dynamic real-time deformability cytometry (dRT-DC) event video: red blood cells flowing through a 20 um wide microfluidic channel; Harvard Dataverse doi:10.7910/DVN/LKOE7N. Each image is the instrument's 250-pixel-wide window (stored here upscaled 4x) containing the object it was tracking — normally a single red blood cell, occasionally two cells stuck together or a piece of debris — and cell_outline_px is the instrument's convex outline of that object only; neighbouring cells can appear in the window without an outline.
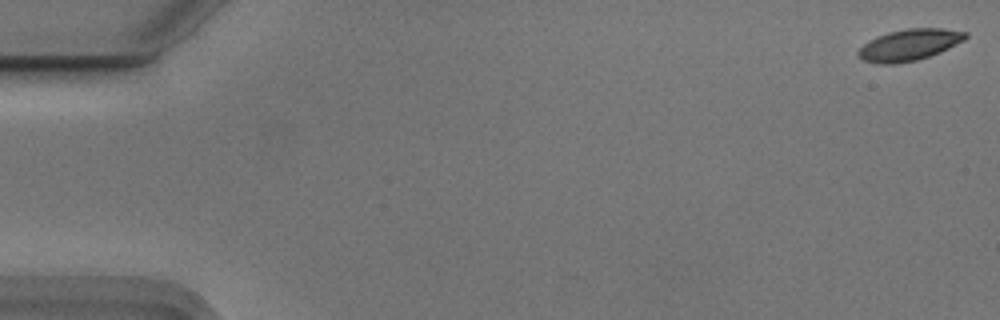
{"species": "Egyptian fruit bat (a non-hibernating species)", "species_latin": "Rousettus aegyptiacus", "temperature_condition": "cold", "stored_images_in_passage": 56, "camera_frame_rate_fps": 3000, "um_per_image_px": 0.085, "animal": {"sex": "male"}, "frame": {"image": 1, "passage_image": 1, "time_ms": 0.0, "image_size_px": [1000, 320], "cell_outline_px": [[968, 36], [964, 40], [940, 52], [916, 60], [896, 64], [880, 64], [864, 60], [856, 56], [856, 52], [868, 40], [876, 36], [888, 32], [908, 28], [944, 28], [968, 32]], "centroid_in_image_um": [77.27, 3.81], "position_along_channel_um": 7.7, "area_um2": 19.71}}
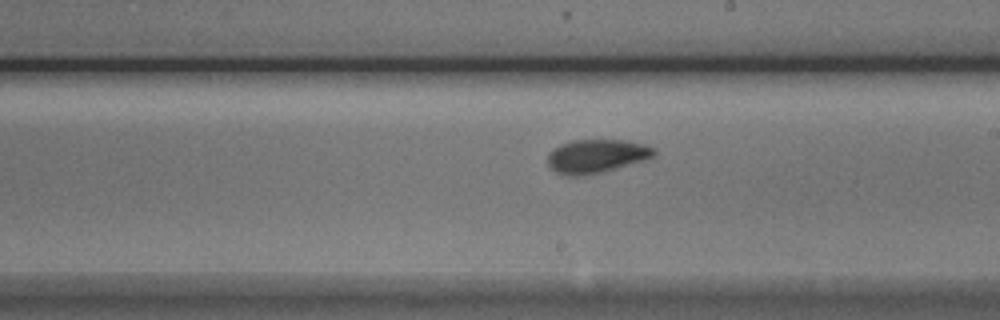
{"frame": {"image": 2, "passage_image": 32, "time_ms": 10.333, "image_size_px": [1000, 320], "cell_outline_px": [[656, 156], [644, 160], [600, 172], [584, 176], [568, 176], [556, 172], [548, 164], [548, 152], [552, 148], [560, 144], [572, 140], [624, 140], [644, 144], [656, 148]], "centroid_in_image_um": [50.69, 13.26], "position_along_channel_um": 238.3, "area_um2": 20.87}}
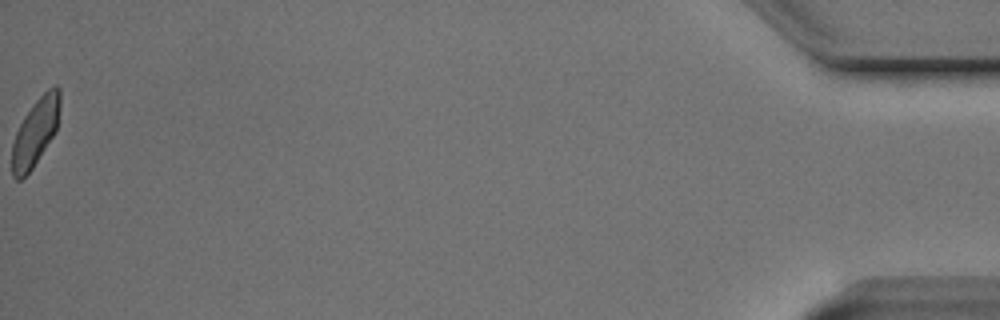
{"frame": {"image": 3, "passage_image": 56, "time_ms": 18.333, "image_size_px": [1000, 320], "cell_outline_px": [[60, 104], [56, 132], [32, 168], [20, 180], [16, 180], [12, 176], [12, 144], [16, 132], [24, 116], [32, 104], [48, 88], [56, 84], [60, 88]], "centroid_in_image_um": [3.02, 11.21], "position_along_channel_um": 432.2, "area_um2": 18.79}, "authors_computed_cell_mechanics": {"area_um2": 19.941, "velocity_mm_per_s": 3.7046, "shape_relaxation_time_tau1_ms": 3.4619, "shape_relaxation_time_tau2_ms": 2.0916, "deformation_change_tau1": 0.1251, "deformation_change_tau2": 0.0661}}